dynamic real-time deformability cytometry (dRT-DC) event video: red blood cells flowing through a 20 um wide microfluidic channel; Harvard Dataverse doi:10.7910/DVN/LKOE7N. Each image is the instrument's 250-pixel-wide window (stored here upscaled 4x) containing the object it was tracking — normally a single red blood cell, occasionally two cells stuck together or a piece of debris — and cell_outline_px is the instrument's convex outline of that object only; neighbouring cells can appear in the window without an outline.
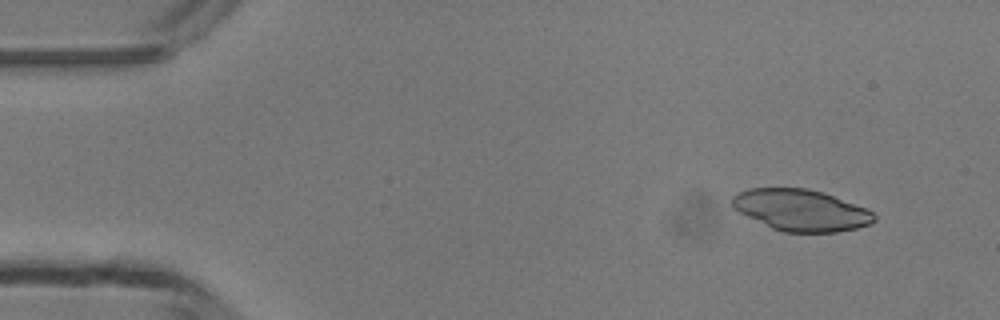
{"species": "common noctule bat (a hibernating species)", "species_latin": "Nyctalus noctula", "temperature_condition": "room temperature", "stored_images_in_passage": 45, "camera_frame_rate_fps": 3000, "um_per_image_px": 0.085, "animal": {"sex": "male", "body_mass_g": 13.3}, "frame": {"image": 1, "passage_image": 2, "time_ms": 0.333, "image_size_px": [1000, 320], "cell_outline_px": [[876, 220], [872, 224], [856, 228], [836, 232], [784, 232], [772, 228], [732, 208], [732, 196], [736, 192], [748, 188], [808, 188], [824, 192], [864, 208], [872, 212], [876, 216]], "centroid_in_image_um": [68.07, 17.85], "position_along_channel_um": 16.9, "area_um2": 34.22}}